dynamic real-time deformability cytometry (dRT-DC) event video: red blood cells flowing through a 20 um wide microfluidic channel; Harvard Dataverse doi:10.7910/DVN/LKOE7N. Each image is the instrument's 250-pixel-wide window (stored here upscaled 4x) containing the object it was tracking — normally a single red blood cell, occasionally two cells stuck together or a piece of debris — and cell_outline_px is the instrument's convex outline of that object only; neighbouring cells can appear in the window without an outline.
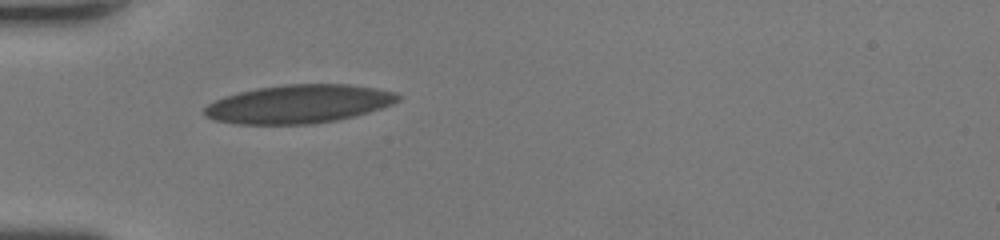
{"species": "human", "species_latin": "Homo sapiens", "temperature_condition": "room temperature", "stored_images_in_passage": 34, "camera_frame_rate_fps": 3000, "um_per_image_px": 0.085, "donor": {"sex": "female"}, "frame": {"image": 1, "passage_image": 1, "time_ms": 0.0, "image_size_px": [1000, 240], "cell_outline_px": [[400, 100], [392, 104], [356, 116], [336, 120], [312, 124], [236, 124], [216, 120], [204, 116], [200, 112], [208, 104], [224, 96], [256, 88], [288, 84], [348, 84], [376, 88], [396, 92], [400, 96]], "centroid_in_image_um": [25.38, 8.84], "position_along_channel_um": 59.6, "area_um2": 43.47}}
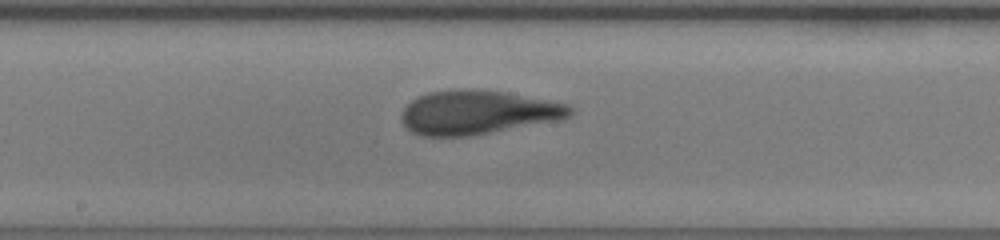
{"frame": {"image": 2, "passage_image": 12, "time_ms": 3.667, "image_size_px": [1000, 240], "cell_outline_px": [[576, 112], [572, 116], [564, 120], [472, 136], [420, 136], [412, 132], [400, 120], [400, 116], [404, 108], [416, 96], [428, 92], [464, 88], [504, 92], [568, 104], [576, 108]], "centroid_in_image_um": [40.66, 9.56], "position_along_channel_um": 207.5, "area_um2": 43.87}}
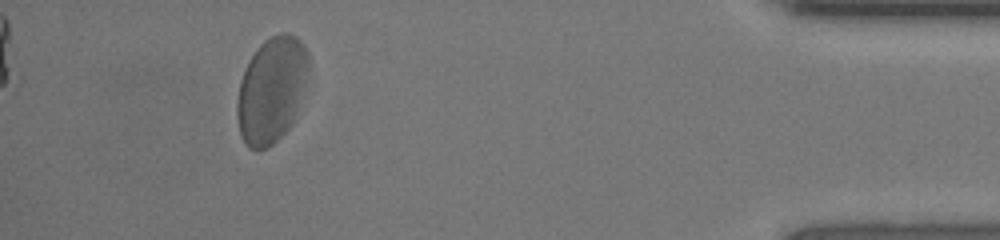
{"frame": {"image": 3, "passage_image": 30, "time_ms": 9.667, "image_size_px": [1000, 240], "cell_outline_px": [[308, 72], [292, 124], [268, 148], [256, 152], [248, 148], [244, 144], [240, 136], [236, 116], [236, 104], [240, 80], [256, 48], [264, 40], [280, 32], [288, 32], [296, 36], [300, 40], [308, 52]], "centroid_in_image_um": [23.04, 7.66], "position_along_channel_um": 412.2, "area_um2": 44.16}, "authors_computed_cell_mechanics": {"area_um2": 42.8298, "velocity_mm_per_s": 4.2878, "shape_relaxation_time_tau1_ms": 3.1569, "shape_relaxation_time_tau2_ms": 1.0346, "deformation_change_tau1": 0.1307, "deformation_change_tau2": 0.094}}